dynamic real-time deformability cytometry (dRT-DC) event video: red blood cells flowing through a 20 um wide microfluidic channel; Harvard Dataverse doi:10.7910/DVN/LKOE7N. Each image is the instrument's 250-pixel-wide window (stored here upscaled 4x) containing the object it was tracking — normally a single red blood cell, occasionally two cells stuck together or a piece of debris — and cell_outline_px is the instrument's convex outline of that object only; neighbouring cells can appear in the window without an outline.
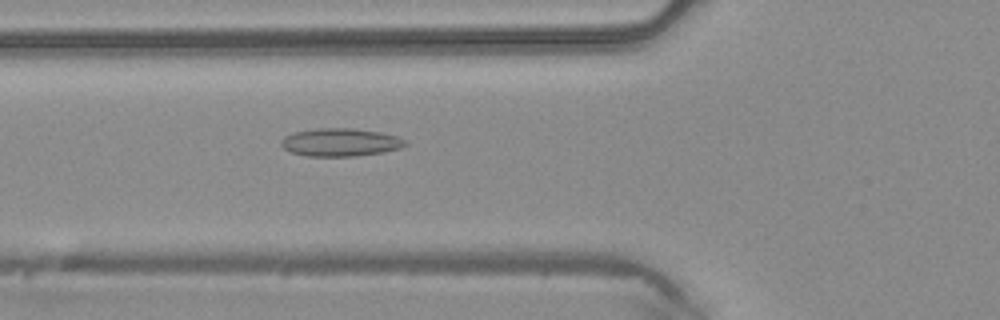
{"species": "common noctule bat (a hibernating species)", "species_latin": "Nyctalus noctula", "temperature_condition": "warm", "stored_images_in_passage": 48, "camera_frame_rate_fps": 3000, "um_per_image_px": 0.085, "animal": {"sex": "male", "body_mass_g": 20.4}, "frame": {"image": 1, "passage_image": 18, "time_ms": 5.667, "image_size_px": [1000, 320], "cell_outline_px": [[408, 144], [400, 148], [384, 152], [352, 156], [304, 156], [292, 152], [284, 148], [280, 144], [280, 140], [284, 136], [296, 132], [320, 128], [352, 128], [380, 132], [396, 136], [404, 140]], "centroid_in_image_um": [28.92, 12.1], "position_along_channel_um": 96.9, "area_um2": 20.11}}
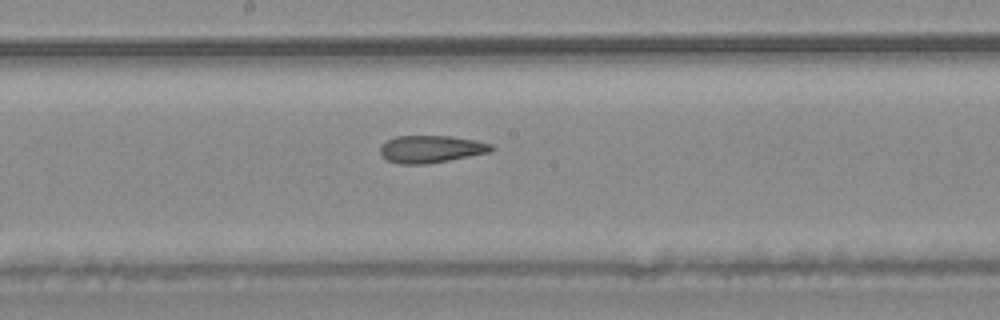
{"frame": {"image": 2, "passage_image": 26, "time_ms": 8.333, "image_size_px": [1000, 320], "cell_outline_px": [[496, 148], [492, 152], [428, 164], [400, 164], [388, 160], [380, 152], [380, 144], [396, 136], [452, 136], [476, 140], [492, 144]], "centroid_in_image_um": [36.68, 12.67], "position_along_channel_um": 211.5, "area_um2": 17.86}}
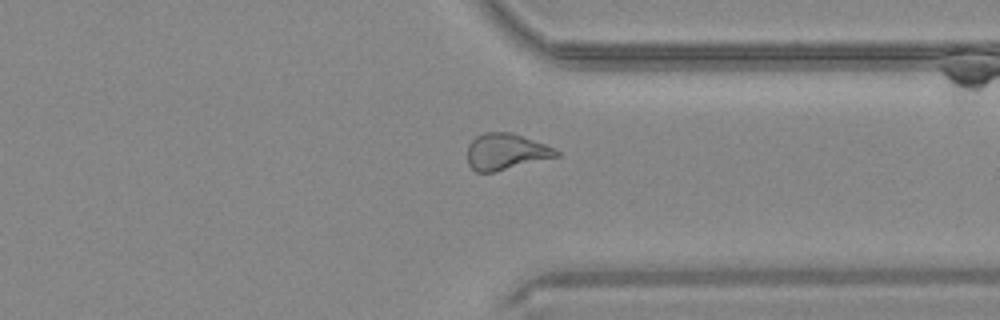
{"frame": {"image": 3, "passage_image": 37, "time_ms": 12.0, "image_size_px": [1000, 320], "cell_outline_px": [[560, 156], [492, 172], [476, 172], [468, 164], [468, 144], [476, 136], [484, 132], [512, 132], [556, 148], [560, 152]], "centroid_in_image_um": [43.01, 12.88], "position_along_channel_um": 368.4, "area_um2": 18.79}}